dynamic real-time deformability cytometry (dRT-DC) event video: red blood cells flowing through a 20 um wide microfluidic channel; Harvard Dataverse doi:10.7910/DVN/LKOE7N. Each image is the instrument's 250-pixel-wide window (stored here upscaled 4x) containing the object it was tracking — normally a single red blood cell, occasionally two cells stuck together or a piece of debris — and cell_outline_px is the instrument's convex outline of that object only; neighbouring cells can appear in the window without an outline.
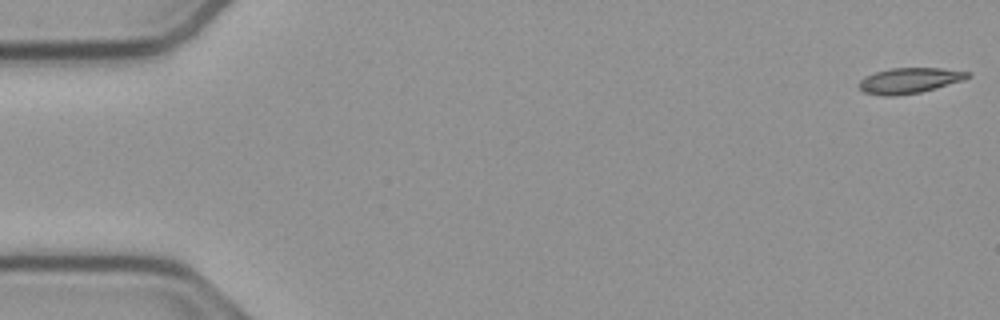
{"species": "common noctule bat (a hibernating species)", "species_latin": "Nyctalus noctula", "temperature_condition": "cold", "stored_images_in_passage": 54, "camera_frame_rate_fps": 3000, "um_per_image_px": 0.085, "animal": {"sex": "male", "body_mass_g": 23.1, "forearm_length_mm": 52.7}, "frame": {"image": 1, "passage_image": 1, "time_ms": 0.0, "image_size_px": [1000, 320], "cell_outline_px": [[972, 76], [964, 80], [936, 88], [920, 92], [892, 96], [884, 96], [864, 92], [860, 88], [860, 80], [864, 76], [888, 68], [940, 68], [972, 72]], "centroid_in_image_um": [77.34, 6.83], "position_along_channel_um": 7.7, "area_um2": 16.18}}
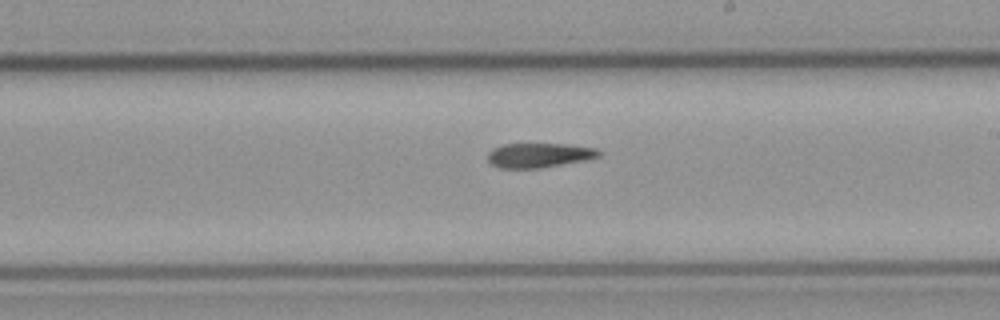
{"frame": {"image": 2, "passage_image": 31, "time_ms": 10.0, "image_size_px": [1000, 320], "cell_outline_px": [[600, 156], [588, 160], [540, 168], [500, 168], [492, 164], [488, 160], [488, 152], [492, 148], [504, 144], [568, 144], [596, 148], [600, 152]], "centroid_in_image_um": [45.83, 13.19], "position_along_channel_um": 243.2, "area_um2": 15.95}}
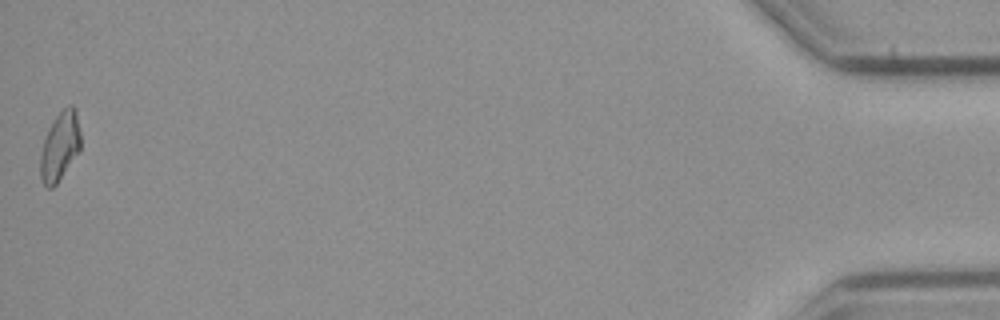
{"frame": {"image": 3, "passage_image": 54, "time_ms": 17.667, "image_size_px": [1000, 320], "cell_outline_px": [[80, 152], [56, 184], [52, 188], [48, 188], [44, 184], [40, 176], [40, 156], [44, 140], [52, 120], [68, 104], [72, 104], [76, 108], [80, 132]], "centroid_in_image_um": [5.11, 12.42], "position_along_channel_um": 430.1, "area_um2": 16.24}, "authors_computed_cell_mechanics": {"area_um2": 16.3574, "velocity_mm_per_s": 3.7897, "shape_relaxation_time_tau1_ms": 8.8993, "shape_relaxation_time_tau2_ms": 10.9193, "deformation_change_tau1": 0.2288, "deformation_change_tau2": 0.2154}}